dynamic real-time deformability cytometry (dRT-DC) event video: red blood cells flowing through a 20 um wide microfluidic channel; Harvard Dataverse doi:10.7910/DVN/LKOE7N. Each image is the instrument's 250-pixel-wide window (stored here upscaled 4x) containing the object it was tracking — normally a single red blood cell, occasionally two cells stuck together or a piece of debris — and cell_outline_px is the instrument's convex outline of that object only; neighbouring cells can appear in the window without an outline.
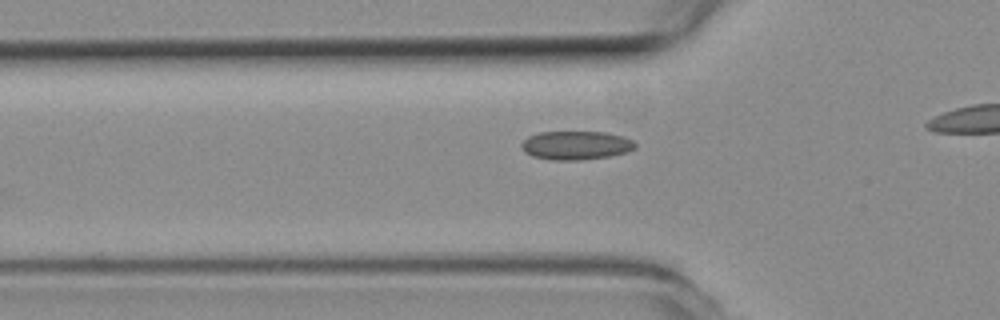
{"species": "common noctule bat (a hibernating species)", "species_latin": "Nyctalus noctula", "temperature_condition": "room temperature", "stored_images_in_passage": 28, "camera_frame_rate_fps": 3000, "um_per_image_px": 0.085, "animal": {"sex": "female", "body_mass_g": 19.3, "forearm_length_mm": 54.1}, "frame": {"image": 1, "passage_image": 3, "time_ms": 0.667, "image_size_px": [1000, 320], "cell_outline_px": [[636, 148], [628, 152], [608, 156], [580, 160], [552, 160], [532, 156], [524, 152], [520, 144], [528, 136], [540, 132], [604, 132], [624, 136], [632, 140], [636, 144]], "centroid_in_image_um": [48.96, 12.35], "position_along_channel_um": 76.8, "area_um2": 19.07}}
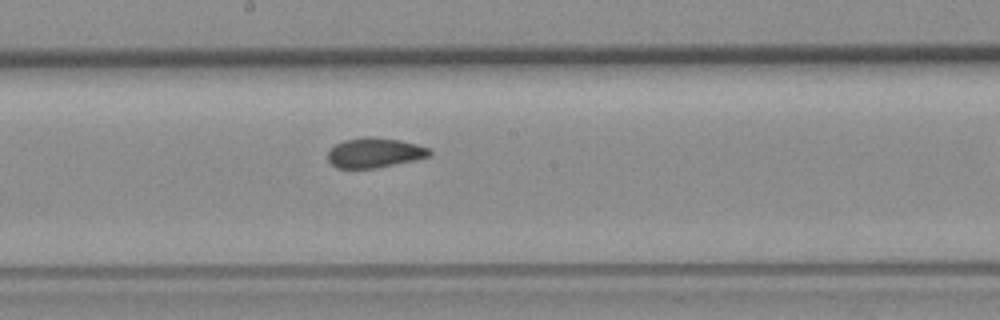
{"frame": {"image": 2, "passage_image": 14, "time_ms": 4.333, "image_size_px": [1000, 320], "cell_outline_px": [[432, 152], [428, 156], [412, 160], [372, 168], [336, 168], [328, 160], [328, 152], [336, 144], [344, 140], [364, 136], [372, 136], [400, 140], [416, 144], [428, 148]], "centroid_in_image_um": [31.8, 12.96], "position_along_channel_um": 216.4, "area_um2": 17.4}}
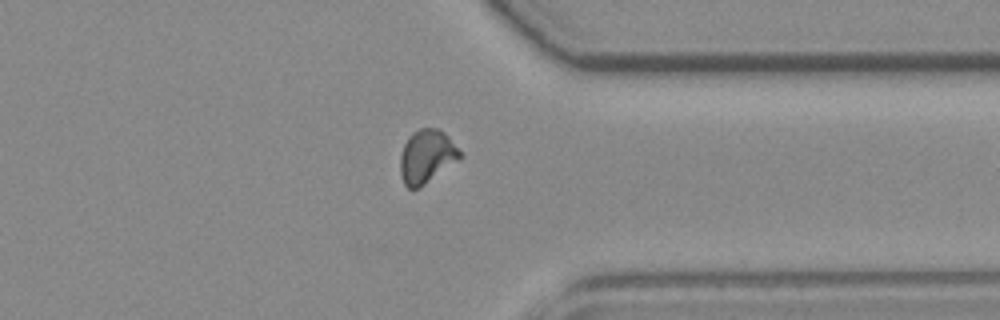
{"frame": {"image": 3, "passage_image": 27, "time_ms": 8.667, "image_size_px": [1000, 320], "cell_outline_px": [[464, 156], [420, 188], [408, 188], [404, 184], [400, 172], [400, 156], [404, 144], [408, 136], [412, 132], [420, 128], [440, 128], [448, 136]], "centroid_in_image_um": [36.27, 13.29], "position_along_channel_um": 375.1, "area_um2": 18.73}}